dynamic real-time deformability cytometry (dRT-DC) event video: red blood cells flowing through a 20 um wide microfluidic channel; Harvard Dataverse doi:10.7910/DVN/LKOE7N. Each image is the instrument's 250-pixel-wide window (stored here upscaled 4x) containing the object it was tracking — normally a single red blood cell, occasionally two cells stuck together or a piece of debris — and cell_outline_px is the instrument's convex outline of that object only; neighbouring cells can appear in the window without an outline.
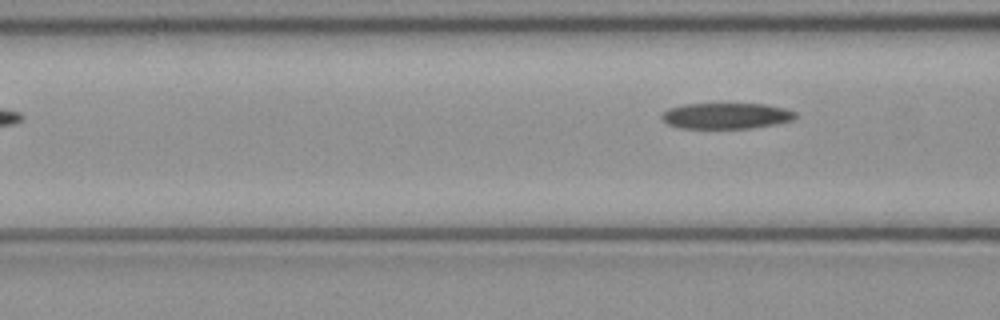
{"species": "common noctule bat (a hibernating species)", "species_latin": "Nyctalus noctula", "temperature_condition": "cold", "stored_images_in_passage": 3, "camera_frame_rate_fps": 3000, "um_per_image_px": 0.085, "animal": {"sex": "female", "body_mass_g": 21.9}, "frame": {"image": 1, "passage_image": 3, "time_ms": 0.667, "image_size_px": [1000, 320], "cell_outline_px": [[796, 116], [792, 120], [776, 124], [752, 128], [680, 128], [668, 124], [660, 116], [668, 108], [684, 104], [764, 104], [784, 108], [796, 112]], "centroid_in_image_um": [61.72, 9.85], "position_along_channel_um": 104.9, "area_um2": 20.11}}